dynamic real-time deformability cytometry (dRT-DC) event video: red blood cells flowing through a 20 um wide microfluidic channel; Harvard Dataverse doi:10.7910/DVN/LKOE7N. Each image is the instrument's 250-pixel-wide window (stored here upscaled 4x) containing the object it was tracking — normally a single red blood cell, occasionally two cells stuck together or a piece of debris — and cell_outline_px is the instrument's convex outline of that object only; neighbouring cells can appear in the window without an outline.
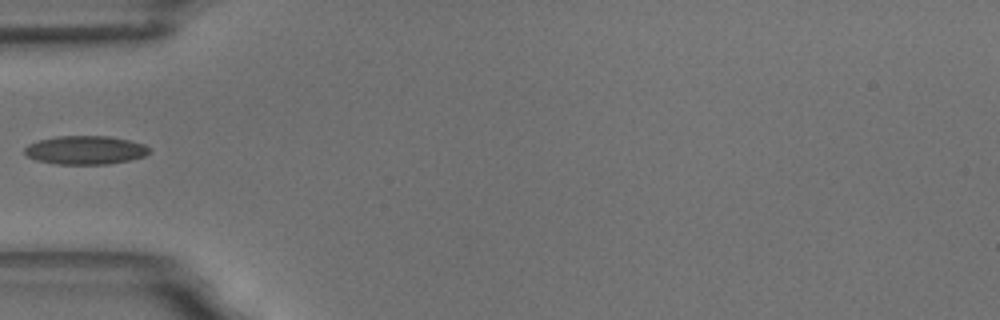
{"species": "common noctule bat (a hibernating species)", "species_latin": "Nyctalus noctula", "temperature_condition": "room temperature", "stored_images_in_passage": 5, "camera_frame_rate_fps": 3000, "um_per_image_px": 0.085, "animal": {"sex": "male", "body_mass_g": 18.8}, "frame": {"image": 1, "passage_image": 4, "time_ms": 4.333, "image_size_px": [1000, 320], "cell_outline_px": [[152, 152], [144, 156], [128, 160], [108, 164], [56, 164], [36, 160], [28, 156], [24, 152], [24, 148], [28, 144], [40, 140], [56, 136], [108, 136], [128, 140], [144, 144]], "centroid_in_image_um": [7.25, 12.76], "position_along_channel_um": 77.8, "area_um2": 20.69}}
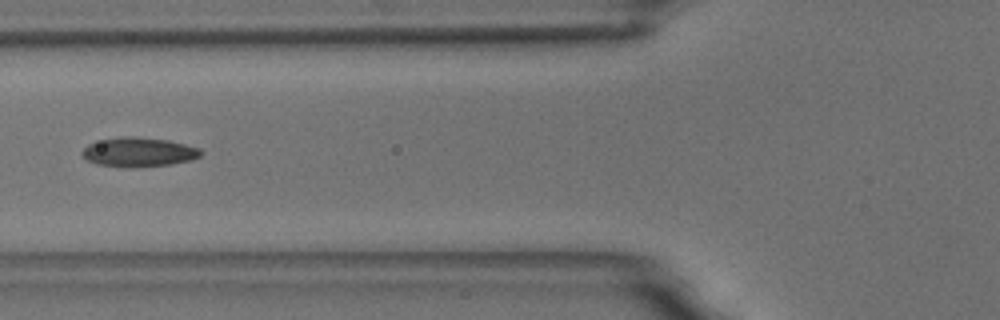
{"frame": {"image": 2, "passage_image": 5, "time_ms": 5.333, "image_size_px": [1000, 320], "cell_outline_px": [[204, 152], [200, 156], [192, 160], [172, 164], [132, 168], [120, 168], [96, 164], [88, 160], [80, 152], [88, 144], [120, 136], [136, 136], [168, 140], [200, 148]], "centroid_in_image_um": [11.81, 12.94], "position_along_channel_um": 114.0, "area_um2": 20.52}}